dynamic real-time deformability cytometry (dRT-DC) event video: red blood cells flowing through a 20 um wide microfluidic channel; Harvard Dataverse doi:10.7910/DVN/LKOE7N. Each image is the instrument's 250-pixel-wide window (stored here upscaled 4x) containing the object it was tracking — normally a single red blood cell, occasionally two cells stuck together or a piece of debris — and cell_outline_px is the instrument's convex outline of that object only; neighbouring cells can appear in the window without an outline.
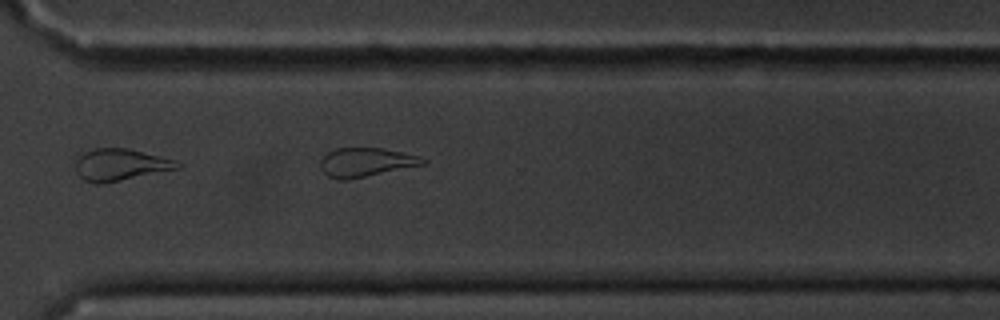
{"species": "common noctule bat (a hibernating species)", "species_latin": "Nyctalus noctula", "temperature_condition": "cold", "stored_images_in_passage": 9, "camera_frame_rate_fps": 3000, "um_per_image_px": 0.085, "animal": {"sex": "male", "body_mass_g": 20.1, "forearm_length_mm": 53.5}, "frame": {"image": 1, "passage_image": 9, "time_ms": 9.333, "image_size_px": [1000, 320], "cell_outline_px": [[428, 164], [344, 180], [340, 180], [328, 176], [320, 168], [320, 160], [328, 152], [336, 148], [380, 148], [400, 152], [416, 156], [428, 160]], "centroid_in_image_um": [31.1, 13.79], "position_along_channel_um": 339.5, "area_um2": 17.05}}